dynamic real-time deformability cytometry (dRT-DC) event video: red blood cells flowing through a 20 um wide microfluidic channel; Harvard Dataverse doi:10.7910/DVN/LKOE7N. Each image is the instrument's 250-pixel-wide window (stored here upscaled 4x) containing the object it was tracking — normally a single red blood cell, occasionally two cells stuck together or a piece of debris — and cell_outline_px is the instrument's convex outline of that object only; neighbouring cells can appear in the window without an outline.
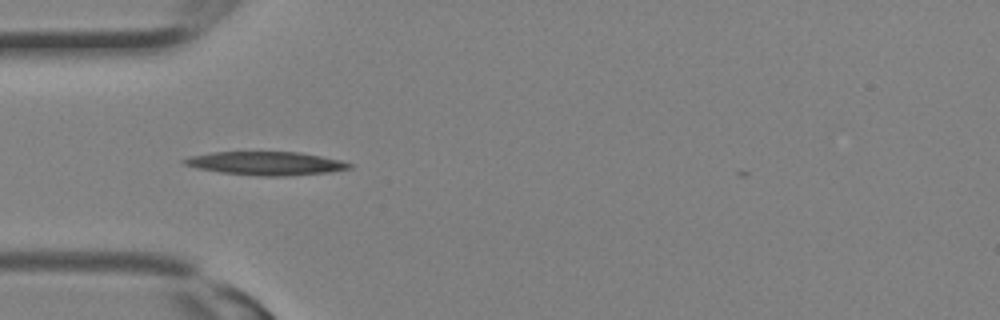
{"species": "Egyptian fruit bat (a non-hibernating species)", "species_latin": "Rousettus aegyptiacus", "temperature_condition": "room temperature", "stored_images_in_passage": 20, "camera_frame_rate_fps": 3000, "um_per_image_px": 0.085, "animal": {"sex": "female"}, "frame": {"image": 1, "passage_image": 1, "time_ms": 0.0, "image_size_px": [1000, 320], "cell_outline_px": [[352, 168], [328, 172], [288, 176], [264, 176], [220, 172], [196, 168], [184, 164], [180, 160], [192, 156], [212, 152], [300, 152], [340, 160], [352, 164]], "centroid_in_image_um": [22.6, 13.88], "position_along_channel_um": 62.4, "area_um2": 22.43}}
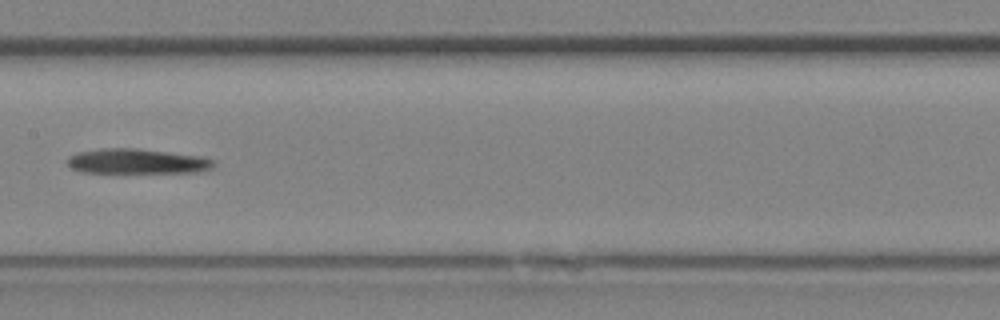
{"frame": {"image": 2, "passage_image": 7, "time_ms": 2.0, "image_size_px": [1000, 320], "cell_outline_px": [[216, 164], [212, 168], [200, 172], [84, 172], [72, 168], [68, 164], [68, 156], [76, 152], [100, 148], [136, 148], [200, 156], [212, 160]], "centroid_in_image_um": [11.63, 13.7], "position_along_channel_um": 195.8, "area_um2": 21.15}}
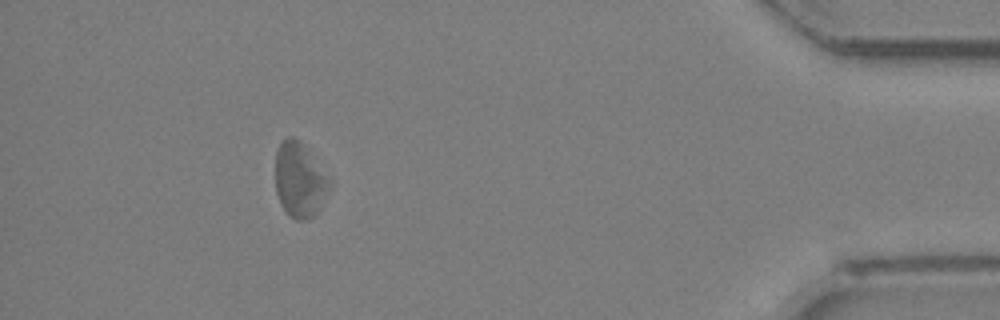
{"frame": {"image": 3, "passage_image": 19, "time_ms": 6.0, "image_size_px": [1000, 320], "cell_outline_px": [[332, 184], [320, 208], [312, 216], [304, 220], [296, 220], [288, 216], [280, 204], [276, 192], [276, 148], [288, 136], [292, 136], [300, 140], [304, 144], [332, 180]], "centroid_in_image_um": [25.48, 15.29], "position_along_channel_um": 409.7, "area_um2": 23.93}}